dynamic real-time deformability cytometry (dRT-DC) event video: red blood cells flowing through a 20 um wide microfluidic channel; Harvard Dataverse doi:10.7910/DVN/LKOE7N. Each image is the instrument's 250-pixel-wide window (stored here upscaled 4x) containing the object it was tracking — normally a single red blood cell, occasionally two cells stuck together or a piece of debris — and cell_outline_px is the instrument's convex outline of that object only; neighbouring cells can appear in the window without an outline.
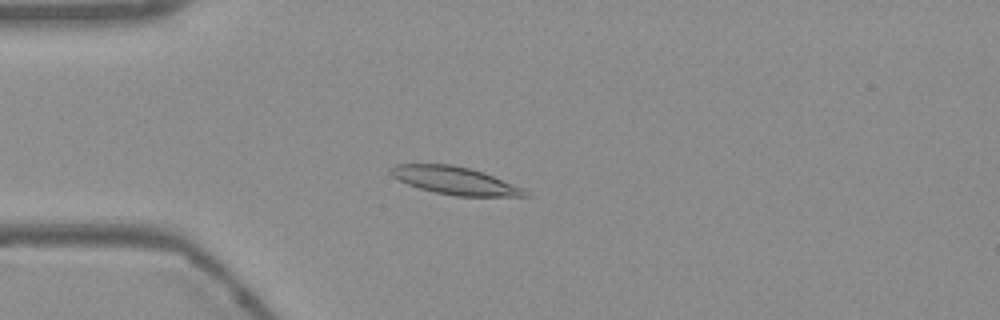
{"species": "Egyptian fruit bat (a non-hibernating species)", "species_latin": "Rousettus aegyptiacus", "temperature_condition": "warm", "stored_images_in_passage": 55, "camera_frame_rate_fps": 3000, "um_per_image_px": 0.085, "frame": {"image": 1, "passage_image": 15, "time_ms": 4.667, "image_size_px": [1000, 320], "cell_outline_px": [[532, 196], [456, 196], [436, 192], [420, 188], [408, 184], [392, 176], [388, 172], [388, 168], [396, 164], [452, 164], [484, 172], [524, 188]], "centroid_in_image_um": [38.67, 15.34], "position_along_channel_um": 46.3, "area_um2": 21.68}}
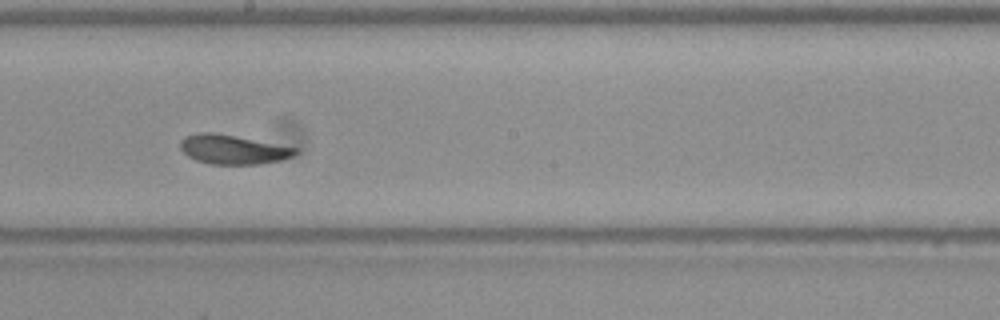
{"frame": {"image": 2, "passage_image": 31, "time_ms": 10.0, "image_size_px": [1000, 320], "cell_outline_px": [[296, 152], [292, 156], [280, 160], [260, 164], [212, 164], [196, 160], [188, 156], [180, 148], [180, 140], [184, 136], [200, 132], [212, 132], [236, 136], [296, 148]], "centroid_in_image_um": [19.74, 12.7], "position_along_channel_um": 228.5, "area_um2": 19.36}}
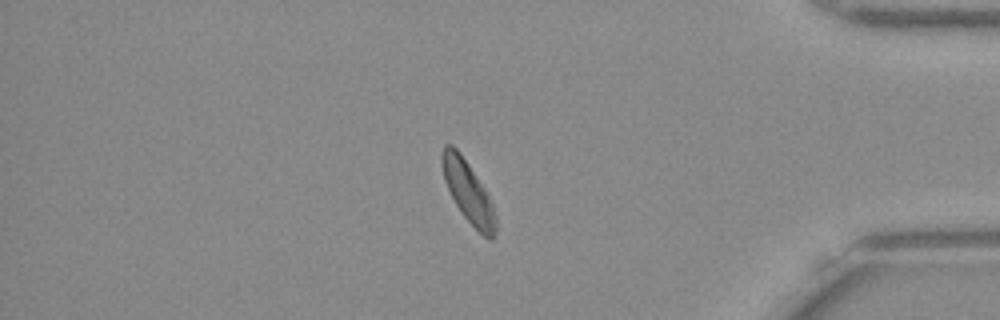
{"frame": {"image": 3, "passage_image": 47, "time_ms": 15.333, "image_size_px": [1000, 320], "cell_outline_px": [[496, 228], [492, 240], [488, 240], [460, 212], [444, 180], [440, 160], [440, 152], [444, 144], [452, 144], [460, 152], [484, 188], [492, 204], [496, 216]], "centroid_in_image_um": [39.76, 16.27], "position_along_channel_um": 395.4, "area_um2": 18.96}, "authors_computed_cell_mechanics": {"area_um2": 19.941, "velocity_mm_per_s": 3.7269, "shape_relaxation_time_tau1_ms": 2.9994, "shape_relaxation_time_tau2_ms": 2.5938, "deformation_change_tau1": 0.1314, "deformation_change_tau2": 0.0882}}